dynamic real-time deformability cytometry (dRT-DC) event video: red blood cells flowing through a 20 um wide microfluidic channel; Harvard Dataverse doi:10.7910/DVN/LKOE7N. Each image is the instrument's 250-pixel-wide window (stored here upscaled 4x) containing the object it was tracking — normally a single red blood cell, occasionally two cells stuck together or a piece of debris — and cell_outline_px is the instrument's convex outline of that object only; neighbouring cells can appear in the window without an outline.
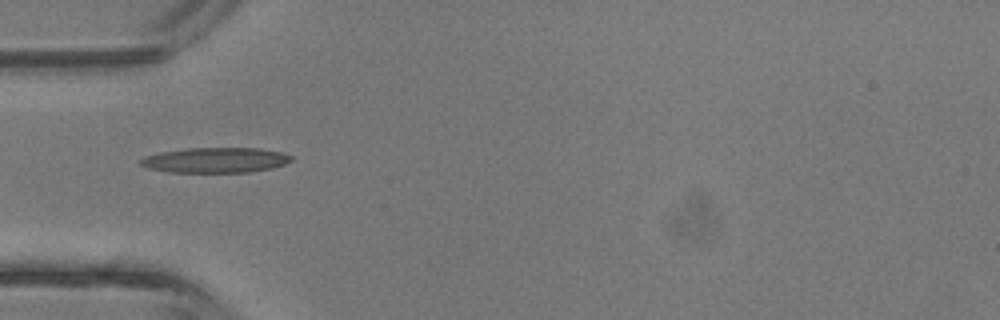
{"species": "common noctule bat (a hibernating species)", "species_latin": "Nyctalus noctula", "temperature_condition": "room temperature", "stored_images_in_passage": 4, "camera_frame_rate_fps": 3000, "um_per_image_px": 0.085, "animal": {"sex": "male", "body_mass_g": 13.3}, "frame": {"image": 1, "passage_image": 3, "time_ms": 0.667, "image_size_px": [1000, 320], "cell_outline_px": [[292, 160], [284, 164], [272, 168], [248, 172], [168, 172], [148, 168], [140, 164], [140, 160], [144, 156], [160, 152], [188, 148], [256, 148], [280, 152], [292, 156]], "centroid_in_image_um": [18.29, 13.61], "position_along_channel_um": 66.7, "area_um2": 22.02}}
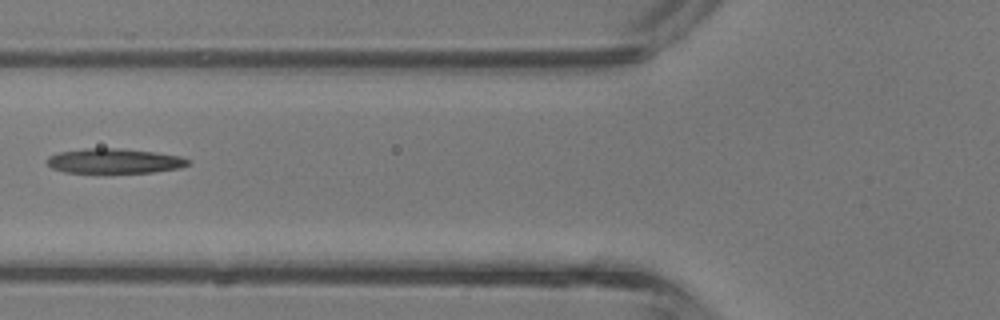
{"frame": {"image": 2, "passage_image": 4, "time_ms": 1.0, "image_size_px": [1000, 320], "cell_outline_px": [[188, 164], [180, 168], [152, 172], [64, 172], [52, 168], [44, 160], [48, 156], [60, 152], [84, 148], [120, 148], [152, 152], [180, 156], [188, 160]], "centroid_in_image_um": [9.66, 13.67], "position_along_channel_um": 116.1, "area_um2": 20.17}}